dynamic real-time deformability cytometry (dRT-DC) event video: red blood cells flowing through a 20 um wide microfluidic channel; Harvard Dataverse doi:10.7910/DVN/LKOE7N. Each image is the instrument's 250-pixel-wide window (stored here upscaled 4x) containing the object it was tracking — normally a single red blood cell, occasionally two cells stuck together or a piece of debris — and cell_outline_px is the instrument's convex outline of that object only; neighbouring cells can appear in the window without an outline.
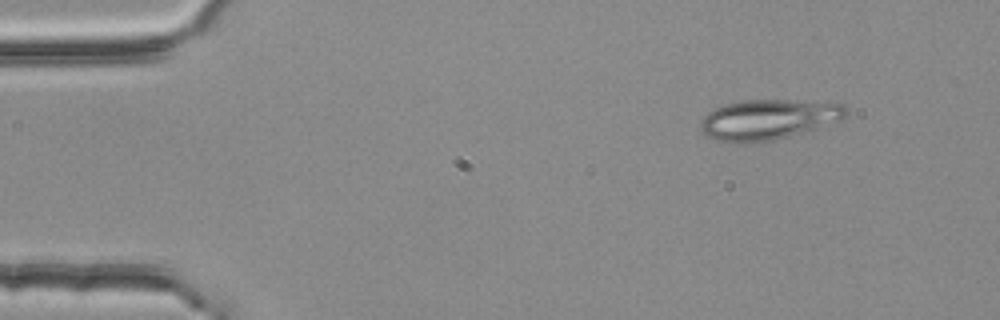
{"species": "common noctule bat (a hibernating species)", "species_latin": "Nyctalus noctula", "temperature_condition": "room temperature", "stored_images_in_passage": 4, "camera_frame_rate_fps": 3000, "um_per_image_px": 0.085, "animal": {"sex": "female", "body_mass_g": 25.1}, "frame": {"image": 1, "passage_image": 1, "time_ms": 0.0, "image_size_px": [1000, 320], "cell_outline_px": [[848, 112], [844, 116], [836, 120], [816, 128], [804, 132], [772, 140], [740, 144], [716, 140], [708, 136], [704, 132], [700, 124], [700, 120], [708, 112], [724, 104], [744, 100], [836, 100], [844, 104], [848, 108]], "centroid_in_image_um": [65.35, 10.13], "position_along_channel_um": 19.7, "area_um2": 34.39}}
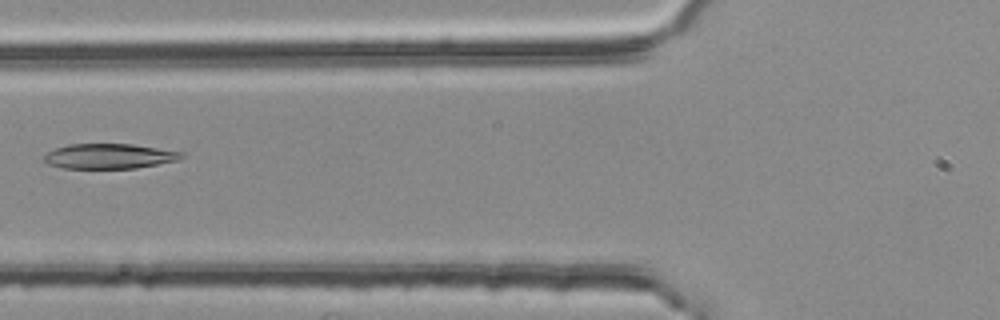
{"frame": {"image": 2, "passage_image": 4, "time_ms": 1.0, "image_size_px": [1000, 320], "cell_outline_px": [[184, 156], [180, 160], [136, 168], [64, 168], [48, 164], [44, 160], [44, 156], [48, 152], [56, 148], [68, 144], [132, 144], [184, 152]], "centroid_in_image_um": [9.32, 13.27], "position_along_channel_um": 116.5, "area_um2": 20.0}}